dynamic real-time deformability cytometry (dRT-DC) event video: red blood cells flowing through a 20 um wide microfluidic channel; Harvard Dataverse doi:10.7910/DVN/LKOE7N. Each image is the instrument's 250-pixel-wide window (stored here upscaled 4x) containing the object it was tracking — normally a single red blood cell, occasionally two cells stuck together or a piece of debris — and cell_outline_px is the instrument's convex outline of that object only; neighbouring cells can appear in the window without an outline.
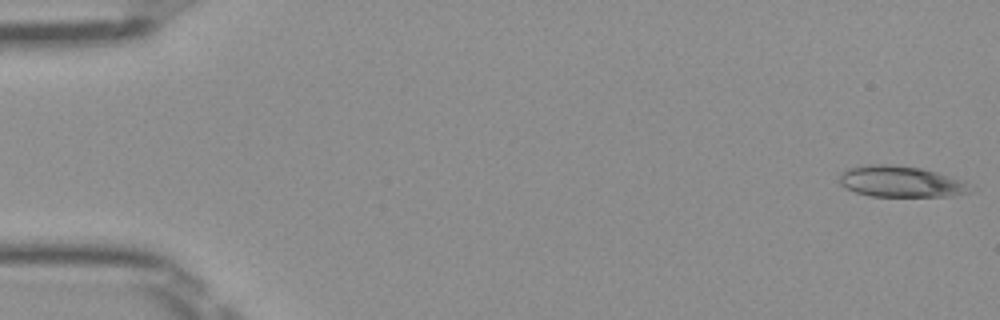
{"species": "Egyptian fruit bat (a non-hibernating species)", "species_latin": "Rousettus aegyptiacus", "temperature_condition": "room temperature", "stored_images_in_passage": 51, "segment_of_instrument_passage": [1, 2], "camera_frame_rate_fps": 3000, "um_per_image_px": 0.085, "frame": {"image": 1, "passage_image": 1, "time_ms": 0.0, "image_size_px": [1000, 320], "cell_outline_px": [[968, 192], [952, 196], [868, 196], [856, 192], [840, 184], [840, 172], [848, 168], [868, 164], [892, 164], [920, 168], [936, 172], [964, 180]], "centroid_in_image_um": [76.5, 15.42], "position_along_channel_um": 8.5, "area_um2": 23.47}}
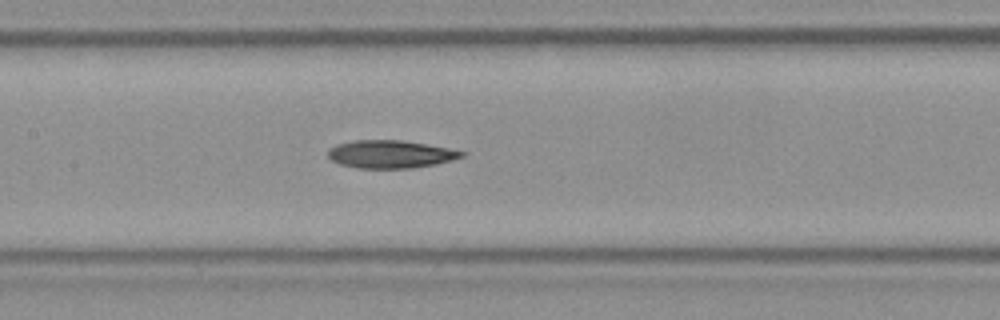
{"frame": {"image": 2, "passage_image": 24, "time_ms": 7.667, "image_size_px": [1000, 320], "cell_outline_px": [[468, 152], [464, 156], [452, 160], [436, 164], [412, 168], [356, 168], [340, 164], [332, 160], [328, 156], [328, 148], [336, 144], [352, 140], [400, 140], [448, 148]], "centroid_in_image_um": [33.17, 13.1], "position_along_channel_um": 174.2, "area_um2": 21.73}}
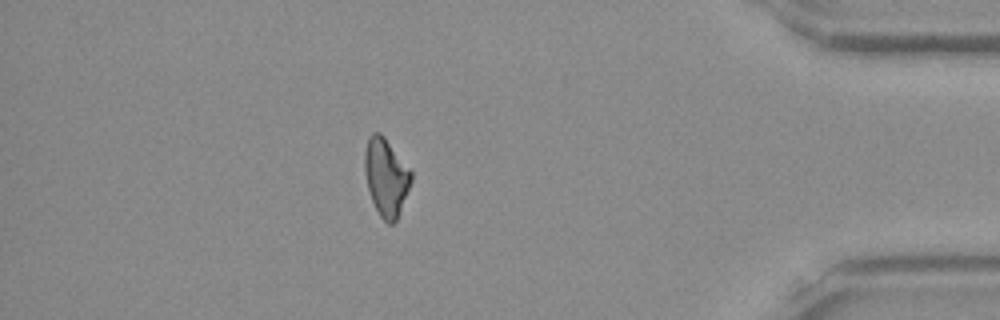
{"frame": {"image": 3, "passage_image": 44, "time_ms": 14.333, "image_size_px": [1000, 320], "cell_outline_px": [[412, 180], [400, 212], [396, 220], [392, 224], [388, 224], [380, 216], [372, 200], [368, 188], [364, 168], [364, 152], [368, 136], [372, 132], [380, 132], [384, 136], [412, 172]], "centroid_in_image_um": [32.8, 15.03], "position_along_channel_um": 402.4, "area_um2": 20.92}}